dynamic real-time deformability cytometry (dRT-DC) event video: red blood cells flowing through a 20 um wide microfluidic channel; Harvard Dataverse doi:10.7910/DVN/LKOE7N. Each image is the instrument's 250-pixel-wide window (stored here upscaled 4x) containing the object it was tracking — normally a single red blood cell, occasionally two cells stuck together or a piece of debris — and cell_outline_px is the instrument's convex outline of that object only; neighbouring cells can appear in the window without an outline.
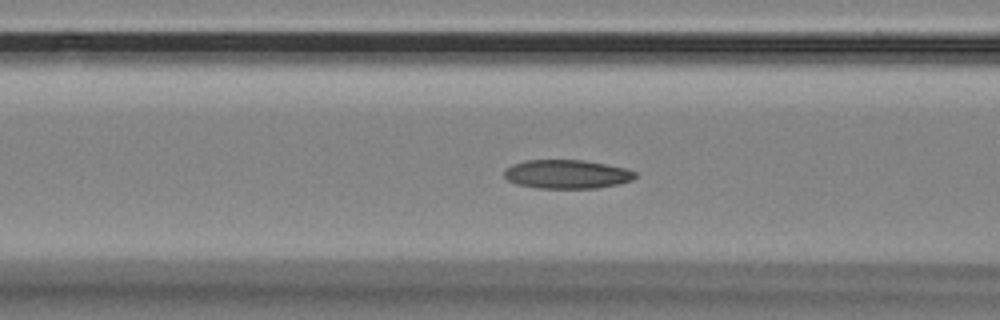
{"species": "Egyptian fruit bat (a non-hibernating species)", "species_latin": "Rousettus aegyptiacus", "temperature_condition": "room temperature", "stored_images_in_passage": 57, "camera_frame_rate_fps": 3000, "um_per_image_px": 0.085, "animal": {"sex": "female"}, "frame": {"image": 1, "passage_image": 23, "time_ms": 7.333, "image_size_px": [1000, 320], "cell_outline_px": [[636, 176], [632, 180], [616, 184], [596, 188], [536, 188], [516, 184], [508, 180], [504, 176], [504, 168], [512, 164], [524, 160], [584, 160], [628, 168], [636, 172]], "centroid_in_image_um": [48.16, 14.8], "position_along_channel_um": 118.4, "area_um2": 22.14}}
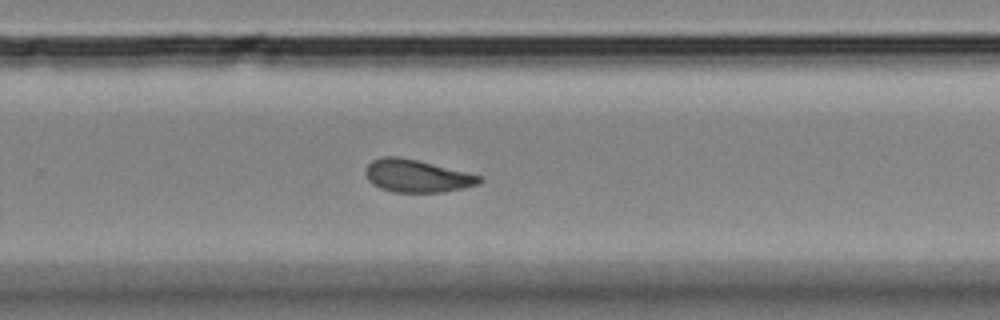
{"frame": {"image": 2, "passage_image": 38, "time_ms": 12.333, "image_size_px": [1000, 320], "cell_outline_px": [[484, 180], [480, 184], [464, 188], [444, 192], [392, 192], [380, 188], [372, 184], [368, 180], [364, 172], [368, 164], [372, 160], [384, 156], [396, 156], [416, 160], [480, 176]], "centroid_in_image_um": [35.4, 14.97], "position_along_channel_um": 294.4, "area_um2": 21.5}}
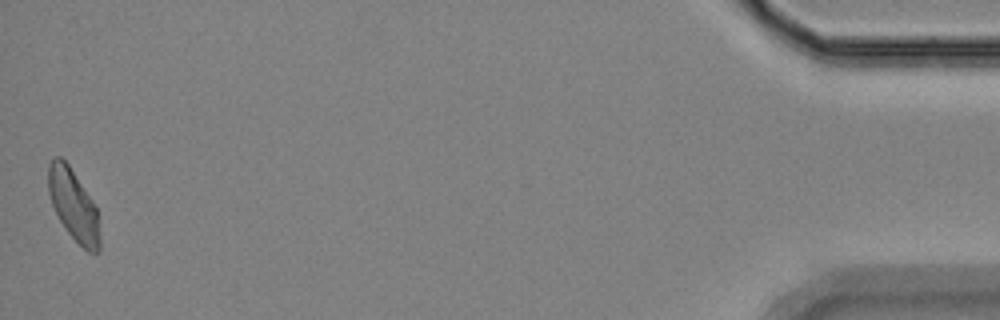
{"frame": {"image": 3, "passage_image": 57, "time_ms": 18.667, "image_size_px": [1000, 320], "cell_outline_px": [[100, 252], [88, 252], [68, 232], [60, 220], [52, 204], [48, 192], [48, 164], [56, 156], [60, 156], [68, 164], [92, 200], [96, 208], [100, 236]], "centroid_in_image_um": [6.24, 17.43], "position_along_channel_um": 429.0, "area_um2": 20.98}, "authors_computed_cell_mechanics": {"area_um2": 21.7906, "velocity_mm_per_s": 3.5187, "shape_relaxation_time_tau1_ms": 10.9501, "shape_relaxation_time_tau2_ms": 3.971, "deformation_change_tau1": 0.2024, "deformation_change_tau2": 0.112}}